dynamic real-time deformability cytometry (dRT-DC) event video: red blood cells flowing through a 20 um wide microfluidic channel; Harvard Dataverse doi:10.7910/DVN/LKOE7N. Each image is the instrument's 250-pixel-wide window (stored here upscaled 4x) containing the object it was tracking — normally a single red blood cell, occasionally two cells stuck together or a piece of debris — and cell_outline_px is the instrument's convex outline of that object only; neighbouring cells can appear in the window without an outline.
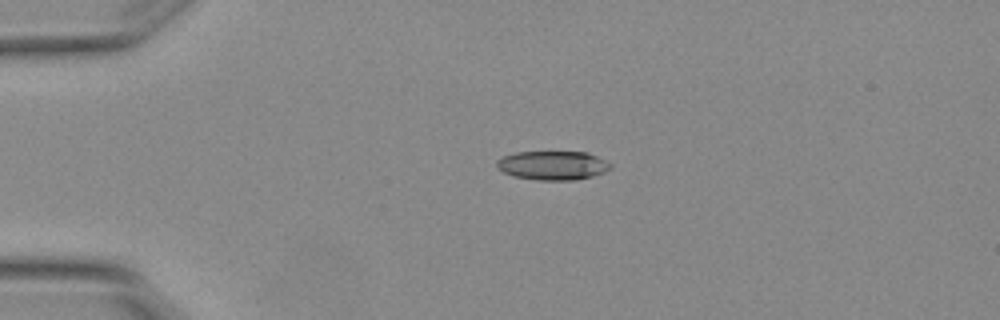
{"species": "Egyptian fruit bat (a non-hibernating species)", "species_latin": "Rousettus aegyptiacus", "temperature_condition": "warm", "stored_images_in_passage": 6, "camera_frame_rate_fps": 3000, "um_per_image_px": 0.085, "animal": {"sex": "female"}, "frame": {"image": 1, "passage_image": 6, "time_ms": 1.667, "image_size_px": [1000, 320], "cell_outline_px": [[612, 168], [604, 172], [592, 176], [576, 180], [536, 180], [512, 176], [496, 168], [496, 160], [504, 156], [516, 152], [588, 152], [612, 164]], "centroid_in_image_um": [46.97, 14.06], "position_along_channel_um": 38.0, "area_um2": 19.31}}